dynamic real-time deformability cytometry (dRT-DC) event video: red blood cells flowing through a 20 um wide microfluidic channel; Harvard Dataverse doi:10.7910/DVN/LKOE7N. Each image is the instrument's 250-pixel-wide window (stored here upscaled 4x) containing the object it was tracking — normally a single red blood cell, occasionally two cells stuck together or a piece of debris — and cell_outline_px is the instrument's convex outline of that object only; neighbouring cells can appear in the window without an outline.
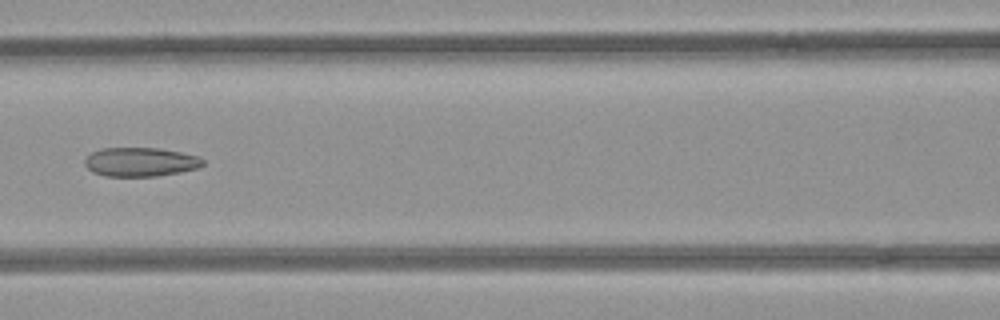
{"species": "common noctule bat (a hibernating species)", "species_latin": "Nyctalus noctula", "temperature_condition": "room temperature", "stored_images_in_passage": 4, "camera_frame_rate_fps": 3000, "um_per_image_px": 0.085, "animal": {"sex": "female", "body_mass_g": 21.9}, "frame": {"image": 1, "passage_image": 3, "time_ms": 0.667, "image_size_px": [1000, 320], "cell_outline_px": [[204, 164], [196, 168], [180, 172], [156, 176], [104, 176], [92, 172], [84, 164], [84, 160], [92, 152], [100, 148], [160, 148], [200, 156], [204, 160]], "centroid_in_image_um": [11.93, 13.76], "position_along_channel_um": 154.7, "area_um2": 20.0}}
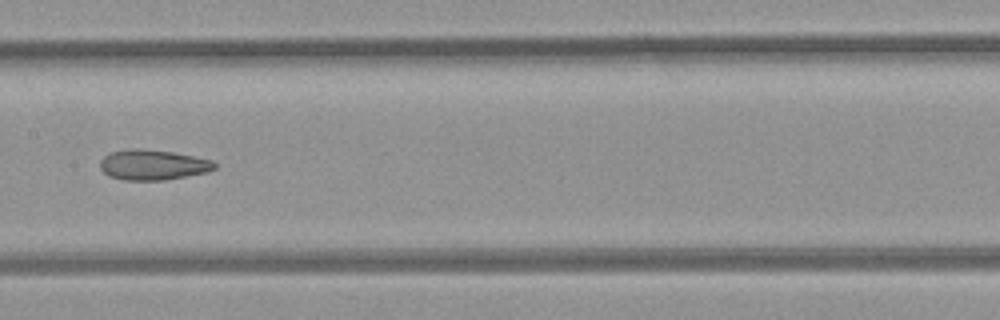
{"frame": {"image": 2, "passage_image": 4, "time_ms": 1.0, "image_size_px": [1000, 320], "cell_outline_px": [[216, 168], [208, 172], [164, 180], [124, 180], [108, 176], [100, 168], [100, 160], [104, 156], [112, 152], [132, 148], [140, 148], [172, 152], [212, 160], [216, 164]], "centroid_in_image_um": [12.98, 14.01], "position_along_channel_um": 194.4, "area_um2": 20.17}}